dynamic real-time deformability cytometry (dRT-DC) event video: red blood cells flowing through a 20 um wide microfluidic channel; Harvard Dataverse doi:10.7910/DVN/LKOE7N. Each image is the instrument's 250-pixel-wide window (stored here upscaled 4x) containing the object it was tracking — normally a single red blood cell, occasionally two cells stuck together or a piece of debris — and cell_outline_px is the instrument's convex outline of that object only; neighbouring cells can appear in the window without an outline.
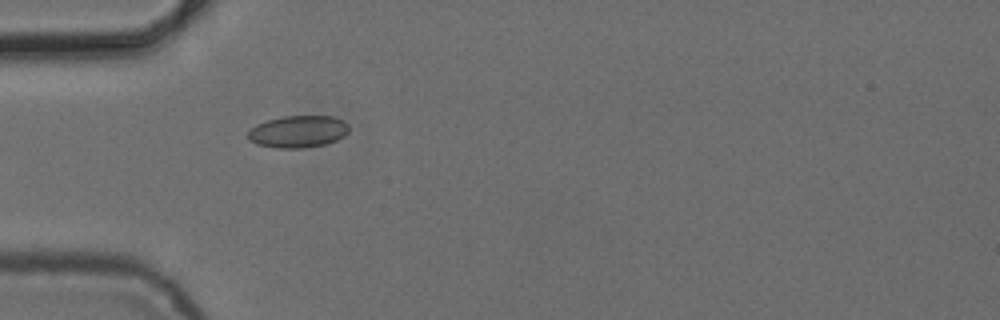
{"species": "common noctule bat (a hibernating species)", "species_latin": "Nyctalus noctula", "temperature_condition": "cold", "stored_images_in_passage": 5, "camera_frame_rate_fps": 3000, "um_per_image_px": 0.085, "animal": {"sex": "female", "body_mass_g": 24.6, "forearm_length_mm": 56.2}, "frame": {"image": 1, "passage_image": 3, "time_ms": 2.333, "image_size_px": [1000, 320], "cell_outline_px": [[348, 132], [344, 136], [336, 140], [324, 144], [304, 148], [276, 148], [256, 144], [248, 140], [248, 132], [256, 124], [268, 120], [284, 116], [332, 116], [344, 120], [348, 124]], "centroid_in_image_um": [25.34, 11.18], "position_along_channel_um": 59.7, "area_um2": 18.9}}
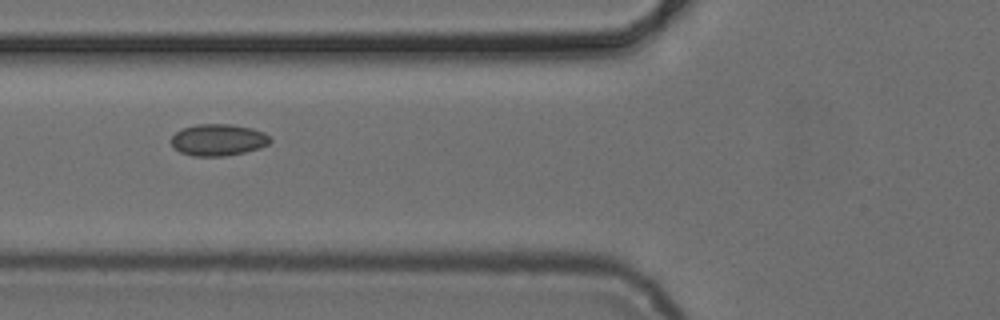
{"frame": {"image": 2, "passage_image": 4, "time_ms": 3.667, "image_size_px": [1000, 320], "cell_outline_px": [[272, 140], [268, 144], [260, 148], [244, 152], [224, 156], [192, 156], [180, 152], [172, 144], [172, 136], [176, 132], [184, 128], [196, 124], [232, 124], [252, 128], [264, 132]], "centroid_in_image_um": [18.57, 11.89], "position_along_channel_um": 107.2, "area_um2": 18.21}}
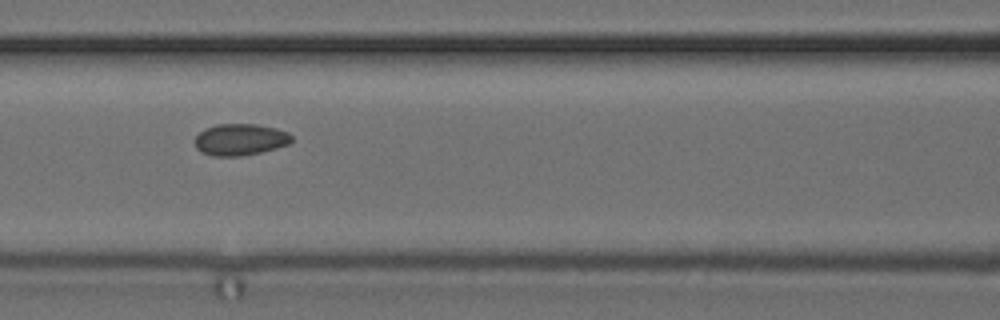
{"frame": {"image": 3, "passage_image": 5, "time_ms": 4.667, "image_size_px": [1000, 320], "cell_outline_px": [[292, 140], [288, 144], [276, 148], [260, 152], [240, 156], [212, 156], [200, 152], [196, 148], [192, 140], [204, 128], [216, 124], [256, 124], [276, 128], [288, 132], [292, 136]], "centroid_in_image_um": [20.37, 11.86], "position_along_channel_um": 146.2, "area_um2": 18.03}}